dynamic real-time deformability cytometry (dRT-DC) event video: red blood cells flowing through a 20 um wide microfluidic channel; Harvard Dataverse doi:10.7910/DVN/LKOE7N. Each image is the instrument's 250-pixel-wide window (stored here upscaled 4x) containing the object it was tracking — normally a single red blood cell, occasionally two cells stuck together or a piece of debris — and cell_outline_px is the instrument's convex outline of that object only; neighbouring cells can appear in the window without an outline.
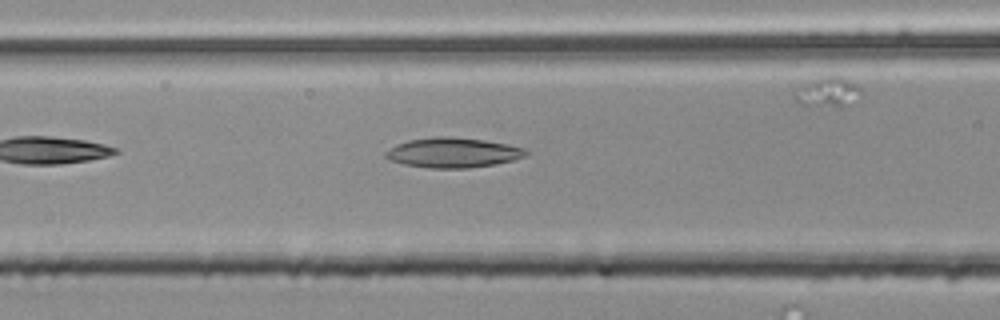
{"species": "common noctule bat (a hibernating species)", "species_latin": "Nyctalus noctula", "temperature_condition": "room temperature", "stored_images_in_passage": 7, "segment_of_instrument_passage": [2, 3], "camera_frame_rate_fps": 3000, "um_per_image_px": 0.085, "animal": {"sex": "male", "body_mass_g": 20.4}, "frame": {"image": 1, "passage_image": 6, "time_ms": 1.667, "image_size_px": [1000, 320], "cell_outline_px": [[528, 152], [524, 156], [512, 160], [496, 164], [468, 168], [428, 168], [404, 164], [392, 160], [384, 156], [384, 152], [388, 148], [396, 144], [408, 140], [440, 136], [452, 136], [484, 140], [524, 148]], "centroid_in_image_um": [38.45, 12.97], "position_along_channel_um": 128.1, "area_um2": 24.33}}